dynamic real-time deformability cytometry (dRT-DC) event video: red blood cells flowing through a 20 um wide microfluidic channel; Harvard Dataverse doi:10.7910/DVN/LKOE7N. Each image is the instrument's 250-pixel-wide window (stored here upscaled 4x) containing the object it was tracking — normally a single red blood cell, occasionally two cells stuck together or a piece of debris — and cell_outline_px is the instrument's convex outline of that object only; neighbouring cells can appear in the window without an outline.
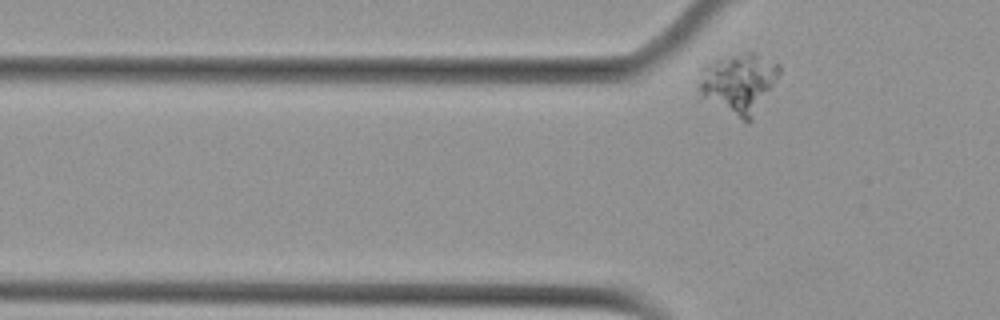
{"species": "Egyptian fruit bat (a non-hibernating species)", "species_latin": "Rousettus aegyptiacus", "temperature_condition": "cold", "stored_images_in_passage": 5, "camera_frame_rate_fps": 3000, "um_per_image_px": 0.085, "animal": {"sex": "female"}, "frame": {"image": 1, "passage_image": 3, "time_ms": 0.667, "image_size_px": [1000, 320], "cell_outline_px": [[780, 72], [752, 120], [748, 124], [700, 100], [696, 88], [700, 68], [704, 64], [716, 60], [748, 52], [756, 52], [780, 64]], "centroid_in_image_um": [62.7, 7.12], "position_along_channel_um": 63.1, "area_um2": 28.96}}